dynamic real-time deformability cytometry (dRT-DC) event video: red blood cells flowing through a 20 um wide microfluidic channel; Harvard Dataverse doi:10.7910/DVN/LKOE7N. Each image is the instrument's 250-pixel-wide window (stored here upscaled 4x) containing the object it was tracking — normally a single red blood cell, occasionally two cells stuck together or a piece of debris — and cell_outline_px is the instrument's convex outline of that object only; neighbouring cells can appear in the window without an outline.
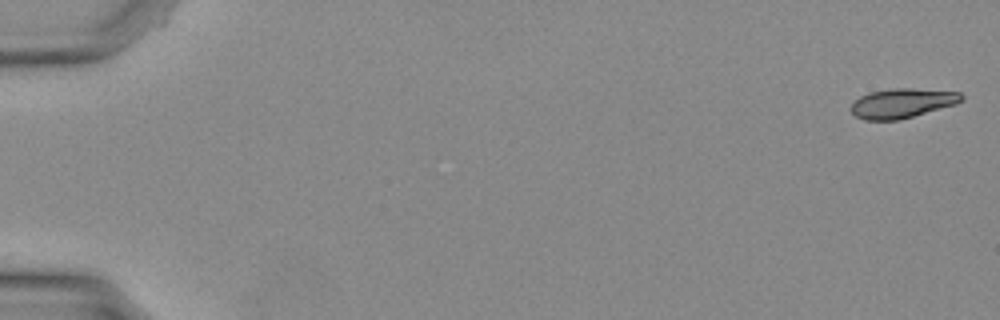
{"species": "Egyptian fruit bat (a non-hibernating species)", "species_latin": "Rousettus aegyptiacus", "temperature_condition": "warm", "stored_images_in_passage": 38, "camera_frame_rate_fps": 3000, "um_per_image_px": 0.085, "animal": {"sex": "female"}, "frame": {"image": 1, "passage_image": 1, "time_ms": 0.0, "image_size_px": [1000, 320], "cell_outline_px": [[964, 100], [956, 104], [900, 120], [864, 120], [856, 116], [848, 108], [860, 96], [868, 92], [888, 88], [912, 88], [960, 92], [964, 96]], "centroid_in_image_um": [76.68, 8.76], "position_along_channel_um": 8.3, "area_um2": 19.25}}
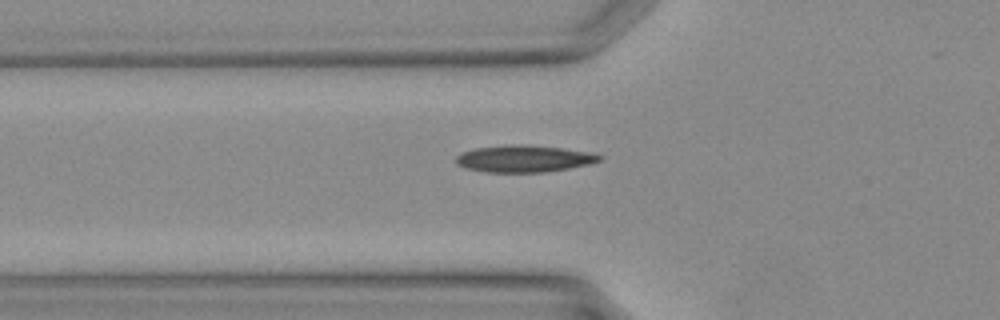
{"frame": {"image": 2, "passage_image": 14, "time_ms": 4.333, "image_size_px": [1000, 320], "cell_outline_px": [[604, 156], [600, 160], [588, 164], [568, 168], [544, 172], [484, 172], [464, 168], [456, 164], [456, 156], [460, 152], [476, 148], [508, 144], [524, 144], [596, 152]], "centroid_in_image_um": [44.53, 13.48], "position_along_channel_um": 81.3, "area_um2": 22.72}}
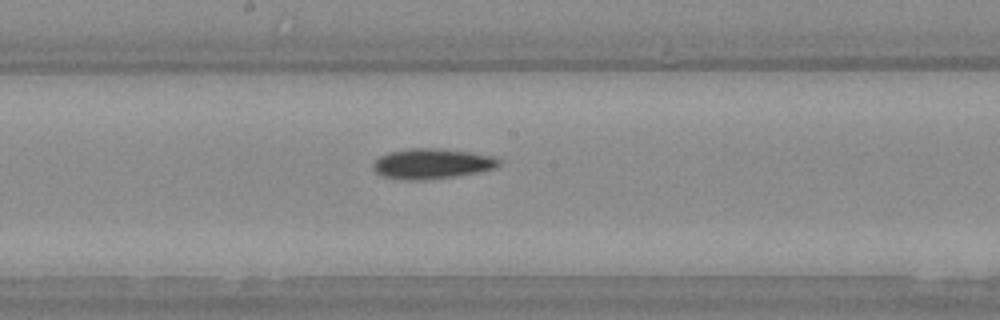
{"frame": {"image": 3, "passage_image": 21, "time_ms": 6.667, "image_size_px": [1000, 320], "cell_outline_px": [[500, 164], [496, 168], [456, 176], [424, 180], [404, 180], [380, 176], [372, 168], [372, 164], [380, 156], [388, 152], [412, 148], [436, 148], [472, 152], [492, 156], [500, 160]], "centroid_in_image_um": [36.68, 13.92], "position_along_channel_um": 211.5, "area_um2": 22.25}}